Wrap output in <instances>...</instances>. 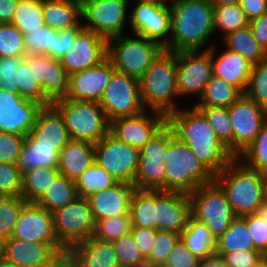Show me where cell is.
<instances>
[{"instance_id":"63","label":"cell","mask_w":267,"mask_h":267,"mask_svg":"<svg viewBox=\"0 0 267 267\" xmlns=\"http://www.w3.org/2000/svg\"><path fill=\"white\" fill-rule=\"evenodd\" d=\"M48 267H81V265L69 250H65L59 253Z\"/></svg>"},{"instance_id":"69","label":"cell","mask_w":267,"mask_h":267,"mask_svg":"<svg viewBox=\"0 0 267 267\" xmlns=\"http://www.w3.org/2000/svg\"><path fill=\"white\" fill-rule=\"evenodd\" d=\"M0 267H19L15 265L14 263L8 262L5 259L1 258L0 259Z\"/></svg>"},{"instance_id":"62","label":"cell","mask_w":267,"mask_h":267,"mask_svg":"<svg viewBox=\"0 0 267 267\" xmlns=\"http://www.w3.org/2000/svg\"><path fill=\"white\" fill-rule=\"evenodd\" d=\"M239 6L249 21L267 13V0H240Z\"/></svg>"},{"instance_id":"28","label":"cell","mask_w":267,"mask_h":267,"mask_svg":"<svg viewBox=\"0 0 267 267\" xmlns=\"http://www.w3.org/2000/svg\"><path fill=\"white\" fill-rule=\"evenodd\" d=\"M69 251L81 267H120L113 242L102 241L93 236L72 246Z\"/></svg>"},{"instance_id":"36","label":"cell","mask_w":267,"mask_h":267,"mask_svg":"<svg viewBox=\"0 0 267 267\" xmlns=\"http://www.w3.org/2000/svg\"><path fill=\"white\" fill-rule=\"evenodd\" d=\"M77 197L79 196L75 182L59 173L37 204L49 212H53L69 204Z\"/></svg>"},{"instance_id":"2","label":"cell","mask_w":267,"mask_h":267,"mask_svg":"<svg viewBox=\"0 0 267 267\" xmlns=\"http://www.w3.org/2000/svg\"><path fill=\"white\" fill-rule=\"evenodd\" d=\"M171 32L165 51H203L212 39L214 30V6L209 0H171ZM205 45V47H204Z\"/></svg>"},{"instance_id":"7","label":"cell","mask_w":267,"mask_h":267,"mask_svg":"<svg viewBox=\"0 0 267 267\" xmlns=\"http://www.w3.org/2000/svg\"><path fill=\"white\" fill-rule=\"evenodd\" d=\"M123 35L107 39V57L115 71L140 79L165 50L159 43L143 36Z\"/></svg>"},{"instance_id":"51","label":"cell","mask_w":267,"mask_h":267,"mask_svg":"<svg viewBox=\"0 0 267 267\" xmlns=\"http://www.w3.org/2000/svg\"><path fill=\"white\" fill-rule=\"evenodd\" d=\"M179 239L178 233L157 230L153 249L146 260L147 267H161Z\"/></svg>"},{"instance_id":"3","label":"cell","mask_w":267,"mask_h":267,"mask_svg":"<svg viewBox=\"0 0 267 267\" xmlns=\"http://www.w3.org/2000/svg\"><path fill=\"white\" fill-rule=\"evenodd\" d=\"M214 181L221 187L236 217L257 213L265 203L263 173L234 158Z\"/></svg>"},{"instance_id":"6","label":"cell","mask_w":267,"mask_h":267,"mask_svg":"<svg viewBox=\"0 0 267 267\" xmlns=\"http://www.w3.org/2000/svg\"><path fill=\"white\" fill-rule=\"evenodd\" d=\"M51 105L61 114L71 139L96 144L109 133L110 123L99 102L62 98Z\"/></svg>"},{"instance_id":"17","label":"cell","mask_w":267,"mask_h":267,"mask_svg":"<svg viewBox=\"0 0 267 267\" xmlns=\"http://www.w3.org/2000/svg\"><path fill=\"white\" fill-rule=\"evenodd\" d=\"M166 124L164 114L145 110L138 115L122 117L110 122L109 132L118 140L141 150Z\"/></svg>"},{"instance_id":"45","label":"cell","mask_w":267,"mask_h":267,"mask_svg":"<svg viewBox=\"0 0 267 267\" xmlns=\"http://www.w3.org/2000/svg\"><path fill=\"white\" fill-rule=\"evenodd\" d=\"M27 201L21 196L0 197V240L13 234L19 214Z\"/></svg>"},{"instance_id":"38","label":"cell","mask_w":267,"mask_h":267,"mask_svg":"<svg viewBox=\"0 0 267 267\" xmlns=\"http://www.w3.org/2000/svg\"><path fill=\"white\" fill-rule=\"evenodd\" d=\"M59 153L53 148L35 147L26 137L17 165L22 173L33 168H57Z\"/></svg>"},{"instance_id":"21","label":"cell","mask_w":267,"mask_h":267,"mask_svg":"<svg viewBox=\"0 0 267 267\" xmlns=\"http://www.w3.org/2000/svg\"><path fill=\"white\" fill-rule=\"evenodd\" d=\"M191 217L189 194L155 189L156 229L180 234Z\"/></svg>"},{"instance_id":"46","label":"cell","mask_w":267,"mask_h":267,"mask_svg":"<svg viewBox=\"0 0 267 267\" xmlns=\"http://www.w3.org/2000/svg\"><path fill=\"white\" fill-rule=\"evenodd\" d=\"M244 94L267 110V58L253 64Z\"/></svg>"},{"instance_id":"55","label":"cell","mask_w":267,"mask_h":267,"mask_svg":"<svg viewBox=\"0 0 267 267\" xmlns=\"http://www.w3.org/2000/svg\"><path fill=\"white\" fill-rule=\"evenodd\" d=\"M25 57H0V89L18 93V68Z\"/></svg>"},{"instance_id":"66","label":"cell","mask_w":267,"mask_h":267,"mask_svg":"<svg viewBox=\"0 0 267 267\" xmlns=\"http://www.w3.org/2000/svg\"><path fill=\"white\" fill-rule=\"evenodd\" d=\"M213 6L239 4L240 0H209Z\"/></svg>"},{"instance_id":"58","label":"cell","mask_w":267,"mask_h":267,"mask_svg":"<svg viewBox=\"0 0 267 267\" xmlns=\"http://www.w3.org/2000/svg\"><path fill=\"white\" fill-rule=\"evenodd\" d=\"M255 245V248L267 257V223L258 213L243 216Z\"/></svg>"},{"instance_id":"48","label":"cell","mask_w":267,"mask_h":267,"mask_svg":"<svg viewBox=\"0 0 267 267\" xmlns=\"http://www.w3.org/2000/svg\"><path fill=\"white\" fill-rule=\"evenodd\" d=\"M24 35L11 23H0V57H25Z\"/></svg>"},{"instance_id":"43","label":"cell","mask_w":267,"mask_h":267,"mask_svg":"<svg viewBox=\"0 0 267 267\" xmlns=\"http://www.w3.org/2000/svg\"><path fill=\"white\" fill-rule=\"evenodd\" d=\"M117 181L103 168L94 162L75 182L78 196L87 198L89 195L109 188Z\"/></svg>"},{"instance_id":"53","label":"cell","mask_w":267,"mask_h":267,"mask_svg":"<svg viewBox=\"0 0 267 267\" xmlns=\"http://www.w3.org/2000/svg\"><path fill=\"white\" fill-rule=\"evenodd\" d=\"M168 148V125L167 123L158 133L140 150V160H166Z\"/></svg>"},{"instance_id":"68","label":"cell","mask_w":267,"mask_h":267,"mask_svg":"<svg viewBox=\"0 0 267 267\" xmlns=\"http://www.w3.org/2000/svg\"><path fill=\"white\" fill-rule=\"evenodd\" d=\"M263 183H264V200L267 202V172L263 173Z\"/></svg>"},{"instance_id":"26","label":"cell","mask_w":267,"mask_h":267,"mask_svg":"<svg viewBox=\"0 0 267 267\" xmlns=\"http://www.w3.org/2000/svg\"><path fill=\"white\" fill-rule=\"evenodd\" d=\"M207 50L211 55L213 74L236 86L243 94L248 85L253 63L240 54L226 49L215 57V46ZM216 58V59H215Z\"/></svg>"},{"instance_id":"1","label":"cell","mask_w":267,"mask_h":267,"mask_svg":"<svg viewBox=\"0 0 267 267\" xmlns=\"http://www.w3.org/2000/svg\"><path fill=\"white\" fill-rule=\"evenodd\" d=\"M175 136L185 142L215 176L223 171L234 156L217 138L204 116L195 108H180L166 117Z\"/></svg>"},{"instance_id":"4","label":"cell","mask_w":267,"mask_h":267,"mask_svg":"<svg viewBox=\"0 0 267 267\" xmlns=\"http://www.w3.org/2000/svg\"><path fill=\"white\" fill-rule=\"evenodd\" d=\"M165 191L190 194L215 175L199 161L187 144L168 126V148L165 160Z\"/></svg>"},{"instance_id":"49","label":"cell","mask_w":267,"mask_h":267,"mask_svg":"<svg viewBox=\"0 0 267 267\" xmlns=\"http://www.w3.org/2000/svg\"><path fill=\"white\" fill-rule=\"evenodd\" d=\"M57 33V30L44 24L34 32L24 35L26 55H48L54 49L55 34Z\"/></svg>"},{"instance_id":"25","label":"cell","mask_w":267,"mask_h":267,"mask_svg":"<svg viewBox=\"0 0 267 267\" xmlns=\"http://www.w3.org/2000/svg\"><path fill=\"white\" fill-rule=\"evenodd\" d=\"M32 74L44 95L53 103L65 98L69 88V74L59 60L48 55L32 54Z\"/></svg>"},{"instance_id":"52","label":"cell","mask_w":267,"mask_h":267,"mask_svg":"<svg viewBox=\"0 0 267 267\" xmlns=\"http://www.w3.org/2000/svg\"><path fill=\"white\" fill-rule=\"evenodd\" d=\"M22 176L17 164L0 162V197L21 195Z\"/></svg>"},{"instance_id":"31","label":"cell","mask_w":267,"mask_h":267,"mask_svg":"<svg viewBox=\"0 0 267 267\" xmlns=\"http://www.w3.org/2000/svg\"><path fill=\"white\" fill-rule=\"evenodd\" d=\"M185 246L201 260L215 254L216 240L205 224L189 218L186 228L180 233Z\"/></svg>"},{"instance_id":"24","label":"cell","mask_w":267,"mask_h":267,"mask_svg":"<svg viewBox=\"0 0 267 267\" xmlns=\"http://www.w3.org/2000/svg\"><path fill=\"white\" fill-rule=\"evenodd\" d=\"M136 190L133 184L117 182L87 197L92 213L97 220L130 215V201Z\"/></svg>"},{"instance_id":"9","label":"cell","mask_w":267,"mask_h":267,"mask_svg":"<svg viewBox=\"0 0 267 267\" xmlns=\"http://www.w3.org/2000/svg\"><path fill=\"white\" fill-rule=\"evenodd\" d=\"M52 221L56 240L65 250L91 238L95 231L90 203L81 196L53 211Z\"/></svg>"},{"instance_id":"13","label":"cell","mask_w":267,"mask_h":267,"mask_svg":"<svg viewBox=\"0 0 267 267\" xmlns=\"http://www.w3.org/2000/svg\"><path fill=\"white\" fill-rule=\"evenodd\" d=\"M129 0H89L81 5L84 29L106 39L123 35ZM127 16V17H126Z\"/></svg>"},{"instance_id":"5","label":"cell","mask_w":267,"mask_h":267,"mask_svg":"<svg viewBox=\"0 0 267 267\" xmlns=\"http://www.w3.org/2000/svg\"><path fill=\"white\" fill-rule=\"evenodd\" d=\"M176 74V53L164 50L139 79L141 100L146 110L167 117L180 109L174 100L179 96Z\"/></svg>"},{"instance_id":"16","label":"cell","mask_w":267,"mask_h":267,"mask_svg":"<svg viewBox=\"0 0 267 267\" xmlns=\"http://www.w3.org/2000/svg\"><path fill=\"white\" fill-rule=\"evenodd\" d=\"M42 108L38 102L24 99L17 92L0 89V132L27 136Z\"/></svg>"},{"instance_id":"67","label":"cell","mask_w":267,"mask_h":267,"mask_svg":"<svg viewBox=\"0 0 267 267\" xmlns=\"http://www.w3.org/2000/svg\"><path fill=\"white\" fill-rule=\"evenodd\" d=\"M259 216L267 223V202H265L257 211Z\"/></svg>"},{"instance_id":"37","label":"cell","mask_w":267,"mask_h":267,"mask_svg":"<svg viewBox=\"0 0 267 267\" xmlns=\"http://www.w3.org/2000/svg\"><path fill=\"white\" fill-rule=\"evenodd\" d=\"M11 24L23 35L43 26V0H18Z\"/></svg>"},{"instance_id":"54","label":"cell","mask_w":267,"mask_h":267,"mask_svg":"<svg viewBox=\"0 0 267 267\" xmlns=\"http://www.w3.org/2000/svg\"><path fill=\"white\" fill-rule=\"evenodd\" d=\"M26 136L0 132V162L17 164Z\"/></svg>"},{"instance_id":"57","label":"cell","mask_w":267,"mask_h":267,"mask_svg":"<svg viewBox=\"0 0 267 267\" xmlns=\"http://www.w3.org/2000/svg\"><path fill=\"white\" fill-rule=\"evenodd\" d=\"M200 261L180 238L161 267H199Z\"/></svg>"},{"instance_id":"71","label":"cell","mask_w":267,"mask_h":267,"mask_svg":"<svg viewBox=\"0 0 267 267\" xmlns=\"http://www.w3.org/2000/svg\"><path fill=\"white\" fill-rule=\"evenodd\" d=\"M258 267H267V259L263 261Z\"/></svg>"},{"instance_id":"18","label":"cell","mask_w":267,"mask_h":267,"mask_svg":"<svg viewBox=\"0 0 267 267\" xmlns=\"http://www.w3.org/2000/svg\"><path fill=\"white\" fill-rule=\"evenodd\" d=\"M2 258L19 267H48L65 249L59 243H41L17 238L2 241Z\"/></svg>"},{"instance_id":"12","label":"cell","mask_w":267,"mask_h":267,"mask_svg":"<svg viewBox=\"0 0 267 267\" xmlns=\"http://www.w3.org/2000/svg\"><path fill=\"white\" fill-rule=\"evenodd\" d=\"M130 13L128 22L134 34L155 41L164 49L168 46L171 32L170 3L163 0H138Z\"/></svg>"},{"instance_id":"32","label":"cell","mask_w":267,"mask_h":267,"mask_svg":"<svg viewBox=\"0 0 267 267\" xmlns=\"http://www.w3.org/2000/svg\"><path fill=\"white\" fill-rule=\"evenodd\" d=\"M257 250L251 238L247 222L243 217H236L229 228L216 239L215 253Z\"/></svg>"},{"instance_id":"65","label":"cell","mask_w":267,"mask_h":267,"mask_svg":"<svg viewBox=\"0 0 267 267\" xmlns=\"http://www.w3.org/2000/svg\"><path fill=\"white\" fill-rule=\"evenodd\" d=\"M199 267H227L222 256L213 254L200 261Z\"/></svg>"},{"instance_id":"42","label":"cell","mask_w":267,"mask_h":267,"mask_svg":"<svg viewBox=\"0 0 267 267\" xmlns=\"http://www.w3.org/2000/svg\"><path fill=\"white\" fill-rule=\"evenodd\" d=\"M164 161L140 160L133 180L136 189H160L165 191Z\"/></svg>"},{"instance_id":"20","label":"cell","mask_w":267,"mask_h":267,"mask_svg":"<svg viewBox=\"0 0 267 267\" xmlns=\"http://www.w3.org/2000/svg\"><path fill=\"white\" fill-rule=\"evenodd\" d=\"M115 71L106 57L99 64L69 75V88L65 98L99 102Z\"/></svg>"},{"instance_id":"61","label":"cell","mask_w":267,"mask_h":267,"mask_svg":"<svg viewBox=\"0 0 267 267\" xmlns=\"http://www.w3.org/2000/svg\"><path fill=\"white\" fill-rule=\"evenodd\" d=\"M254 38L267 53V13L249 21Z\"/></svg>"},{"instance_id":"47","label":"cell","mask_w":267,"mask_h":267,"mask_svg":"<svg viewBox=\"0 0 267 267\" xmlns=\"http://www.w3.org/2000/svg\"><path fill=\"white\" fill-rule=\"evenodd\" d=\"M131 226L130 215L97 220L93 237L102 241L113 242L122 236L128 235Z\"/></svg>"},{"instance_id":"30","label":"cell","mask_w":267,"mask_h":267,"mask_svg":"<svg viewBox=\"0 0 267 267\" xmlns=\"http://www.w3.org/2000/svg\"><path fill=\"white\" fill-rule=\"evenodd\" d=\"M243 93L224 79L213 75L194 107H230Z\"/></svg>"},{"instance_id":"23","label":"cell","mask_w":267,"mask_h":267,"mask_svg":"<svg viewBox=\"0 0 267 267\" xmlns=\"http://www.w3.org/2000/svg\"><path fill=\"white\" fill-rule=\"evenodd\" d=\"M35 147L61 150L70 140L61 114L52 106L43 107L30 133L26 136Z\"/></svg>"},{"instance_id":"72","label":"cell","mask_w":267,"mask_h":267,"mask_svg":"<svg viewBox=\"0 0 267 267\" xmlns=\"http://www.w3.org/2000/svg\"><path fill=\"white\" fill-rule=\"evenodd\" d=\"M2 241L0 240V259L2 258Z\"/></svg>"},{"instance_id":"10","label":"cell","mask_w":267,"mask_h":267,"mask_svg":"<svg viewBox=\"0 0 267 267\" xmlns=\"http://www.w3.org/2000/svg\"><path fill=\"white\" fill-rule=\"evenodd\" d=\"M109 123L140 114L143 106L139 79L114 71L99 101Z\"/></svg>"},{"instance_id":"50","label":"cell","mask_w":267,"mask_h":267,"mask_svg":"<svg viewBox=\"0 0 267 267\" xmlns=\"http://www.w3.org/2000/svg\"><path fill=\"white\" fill-rule=\"evenodd\" d=\"M118 255L120 267H147L131 233L113 241Z\"/></svg>"},{"instance_id":"44","label":"cell","mask_w":267,"mask_h":267,"mask_svg":"<svg viewBox=\"0 0 267 267\" xmlns=\"http://www.w3.org/2000/svg\"><path fill=\"white\" fill-rule=\"evenodd\" d=\"M237 158L247 167L259 172H267V122L252 143ZM243 158V159H241Z\"/></svg>"},{"instance_id":"39","label":"cell","mask_w":267,"mask_h":267,"mask_svg":"<svg viewBox=\"0 0 267 267\" xmlns=\"http://www.w3.org/2000/svg\"><path fill=\"white\" fill-rule=\"evenodd\" d=\"M207 120L217 138L233 155V127L225 107H195Z\"/></svg>"},{"instance_id":"41","label":"cell","mask_w":267,"mask_h":267,"mask_svg":"<svg viewBox=\"0 0 267 267\" xmlns=\"http://www.w3.org/2000/svg\"><path fill=\"white\" fill-rule=\"evenodd\" d=\"M248 25L249 20L239 4L214 6V30L215 33L221 30L223 38Z\"/></svg>"},{"instance_id":"70","label":"cell","mask_w":267,"mask_h":267,"mask_svg":"<svg viewBox=\"0 0 267 267\" xmlns=\"http://www.w3.org/2000/svg\"><path fill=\"white\" fill-rule=\"evenodd\" d=\"M71 1L82 5L83 3H85L86 1H89V0H71Z\"/></svg>"},{"instance_id":"27","label":"cell","mask_w":267,"mask_h":267,"mask_svg":"<svg viewBox=\"0 0 267 267\" xmlns=\"http://www.w3.org/2000/svg\"><path fill=\"white\" fill-rule=\"evenodd\" d=\"M95 162V144L71 139L59 153L58 171L68 179H77Z\"/></svg>"},{"instance_id":"8","label":"cell","mask_w":267,"mask_h":267,"mask_svg":"<svg viewBox=\"0 0 267 267\" xmlns=\"http://www.w3.org/2000/svg\"><path fill=\"white\" fill-rule=\"evenodd\" d=\"M191 217L206 225L218 239L236 218L221 187L215 182L204 184L189 194Z\"/></svg>"},{"instance_id":"33","label":"cell","mask_w":267,"mask_h":267,"mask_svg":"<svg viewBox=\"0 0 267 267\" xmlns=\"http://www.w3.org/2000/svg\"><path fill=\"white\" fill-rule=\"evenodd\" d=\"M59 174L58 168H33L23 172L21 196L27 203H37Z\"/></svg>"},{"instance_id":"56","label":"cell","mask_w":267,"mask_h":267,"mask_svg":"<svg viewBox=\"0 0 267 267\" xmlns=\"http://www.w3.org/2000/svg\"><path fill=\"white\" fill-rule=\"evenodd\" d=\"M223 257L227 267H258L267 257L259 250L215 253Z\"/></svg>"},{"instance_id":"19","label":"cell","mask_w":267,"mask_h":267,"mask_svg":"<svg viewBox=\"0 0 267 267\" xmlns=\"http://www.w3.org/2000/svg\"><path fill=\"white\" fill-rule=\"evenodd\" d=\"M107 57V39L90 30L83 29L75 38L60 64L70 75L95 66Z\"/></svg>"},{"instance_id":"35","label":"cell","mask_w":267,"mask_h":267,"mask_svg":"<svg viewBox=\"0 0 267 267\" xmlns=\"http://www.w3.org/2000/svg\"><path fill=\"white\" fill-rule=\"evenodd\" d=\"M132 226L156 229L155 189H136L130 201Z\"/></svg>"},{"instance_id":"14","label":"cell","mask_w":267,"mask_h":267,"mask_svg":"<svg viewBox=\"0 0 267 267\" xmlns=\"http://www.w3.org/2000/svg\"><path fill=\"white\" fill-rule=\"evenodd\" d=\"M233 127V156L237 158L267 122V110L243 94L228 107Z\"/></svg>"},{"instance_id":"60","label":"cell","mask_w":267,"mask_h":267,"mask_svg":"<svg viewBox=\"0 0 267 267\" xmlns=\"http://www.w3.org/2000/svg\"><path fill=\"white\" fill-rule=\"evenodd\" d=\"M156 232L157 229L131 226L130 233L145 260L149 258L153 249Z\"/></svg>"},{"instance_id":"64","label":"cell","mask_w":267,"mask_h":267,"mask_svg":"<svg viewBox=\"0 0 267 267\" xmlns=\"http://www.w3.org/2000/svg\"><path fill=\"white\" fill-rule=\"evenodd\" d=\"M18 0H0V23H11Z\"/></svg>"},{"instance_id":"11","label":"cell","mask_w":267,"mask_h":267,"mask_svg":"<svg viewBox=\"0 0 267 267\" xmlns=\"http://www.w3.org/2000/svg\"><path fill=\"white\" fill-rule=\"evenodd\" d=\"M140 150L118 140L110 132L95 144V162L117 182L133 184Z\"/></svg>"},{"instance_id":"22","label":"cell","mask_w":267,"mask_h":267,"mask_svg":"<svg viewBox=\"0 0 267 267\" xmlns=\"http://www.w3.org/2000/svg\"><path fill=\"white\" fill-rule=\"evenodd\" d=\"M11 237L41 243H58L53 229L52 212L37 203H26Z\"/></svg>"},{"instance_id":"40","label":"cell","mask_w":267,"mask_h":267,"mask_svg":"<svg viewBox=\"0 0 267 267\" xmlns=\"http://www.w3.org/2000/svg\"><path fill=\"white\" fill-rule=\"evenodd\" d=\"M18 94L24 99L38 102L43 107L52 104L44 95L41 86L33 78L32 55H26L18 68Z\"/></svg>"},{"instance_id":"59","label":"cell","mask_w":267,"mask_h":267,"mask_svg":"<svg viewBox=\"0 0 267 267\" xmlns=\"http://www.w3.org/2000/svg\"><path fill=\"white\" fill-rule=\"evenodd\" d=\"M84 29L80 23L77 27L63 29L55 34L54 49H52L48 56L59 60L69 51V47L72 46L76 36Z\"/></svg>"},{"instance_id":"29","label":"cell","mask_w":267,"mask_h":267,"mask_svg":"<svg viewBox=\"0 0 267 267\" xmlns=\"http://www.w3.org/2000/svg\"><path fill=\"white\" fill-rule=\"evenodd\" d=\"M45 25L57 31L77 27L81 22V5L71 0H43Z\"/></svg>"},{"instance_id":"15","label":"cell","mask_w":267,"mask_h":267,"mask_svg":"<svg viewBox=\"0 0 267 267\" xmlns=\"http://www.w3.org/2000/svg\"><path fill=\"white\" fill-rule=\"evenodd\" d=\"M176 65L179 97L187 94L199 98L214 75L210 53L207 50L176 52Z\"/></svg>"},{"instance_id":"34","label":"cell","mask_w":267,"mask_h":267,"mask_svg":"<svg viewBox=\"0 0 267 267\" xmlns=\"http://www.w3.org/2000/svg\"><path fill=\"white\" fill-rule=\"evenodd\" d=\"M225 48L240 54L251 63H258L267 58V53L254 38L249 26L223 38Z\"/></svg>"}]
</instances>
